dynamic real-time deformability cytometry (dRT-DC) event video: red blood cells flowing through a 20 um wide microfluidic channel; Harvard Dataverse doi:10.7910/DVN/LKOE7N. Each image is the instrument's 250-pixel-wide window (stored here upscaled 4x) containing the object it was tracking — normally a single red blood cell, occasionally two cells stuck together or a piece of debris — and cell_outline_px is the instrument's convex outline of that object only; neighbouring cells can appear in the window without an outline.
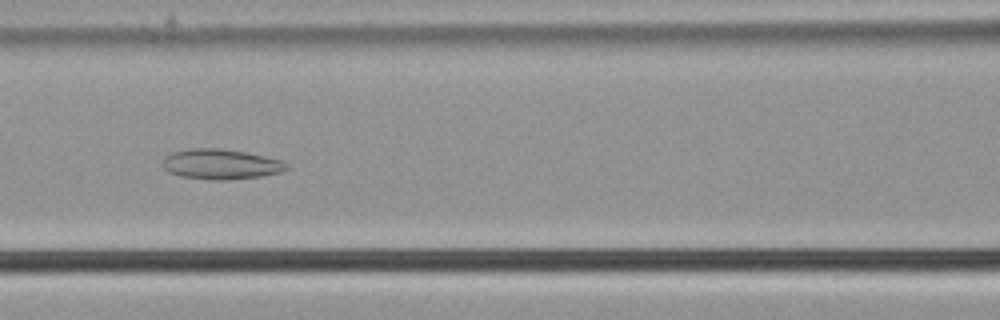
{"species": "common noctule bat (a hibernating species)", "species_latin": "Nyctalus noctula", "temperature_condition": "cold", "stored_images_in_passage": 53, "camera_frame_rate_fps": 3000, "um_per_image_px": 0.085, "animal": {"sex": "male", "body_mass_g": 21.5, "forearm_length_mm": 52.0}, "frame": {"image": 1, "passage_image": 24, "time_ms": 7.667, "image_size_px": [1000, 320], "cell_outline_px": [[288, 168], [280, 172], [260, 176], [224, 180], [212, 180], [180, 176], [168, 172], [164, 168], [164, 156], [172, 152], [188, 148], [220, 148], [244, 152], [284, 160], [288, 164]], "centroid_in_image_um": [18.76, 13.95], "position_along_channel_um": 147.8, "area_um2": 21.79}}
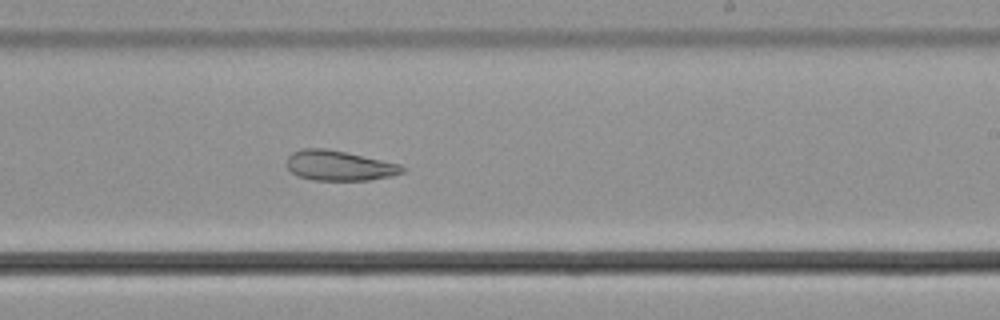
{"frame": {"image": 2, "passage_image": 33, "time_ms": 10.667, "image_size_px": [1000, 320], "cell_outline_px": [[408, 168], [404, 172], [392, 176], [368, 180], [312, 180], [296, 176], [288, 168], [288, 156], [292, 152], [304, 148], [324, 148], [344, 152], [400, 164]], "centroid_in_image_um": [28.84, 14.09], "position_along_channel_um": 260.2, "area_um2": 20.17}}
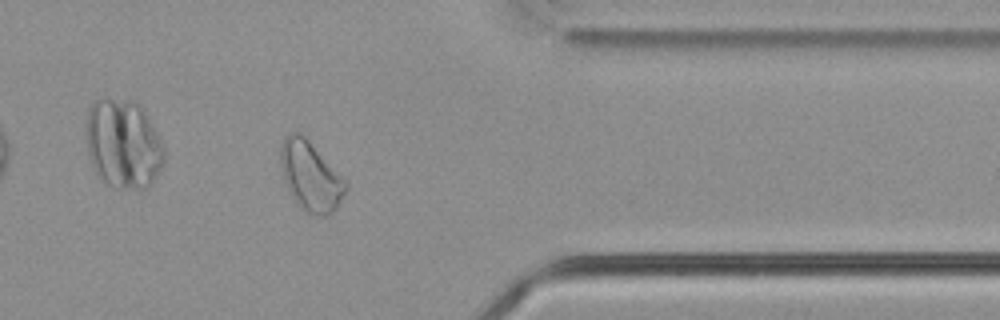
{"frame": {"image": 3, "passage_image": 44, "time_ms": 14.333, "image_size_px": [1000, 320], "cell_outline_px": [[348, 188], [336, 208], [328, 216], [308, 216], [296, 204], [288, 192], [284, 180], [280, 164], [280, 148], [284, 136], [288, 132], [300, 132], [308, 140], [348, 184]], "centroid_in_image_um": [26.35, 15.02], "position_along_channel_um": 385.0, "area_um2": 26.53}}